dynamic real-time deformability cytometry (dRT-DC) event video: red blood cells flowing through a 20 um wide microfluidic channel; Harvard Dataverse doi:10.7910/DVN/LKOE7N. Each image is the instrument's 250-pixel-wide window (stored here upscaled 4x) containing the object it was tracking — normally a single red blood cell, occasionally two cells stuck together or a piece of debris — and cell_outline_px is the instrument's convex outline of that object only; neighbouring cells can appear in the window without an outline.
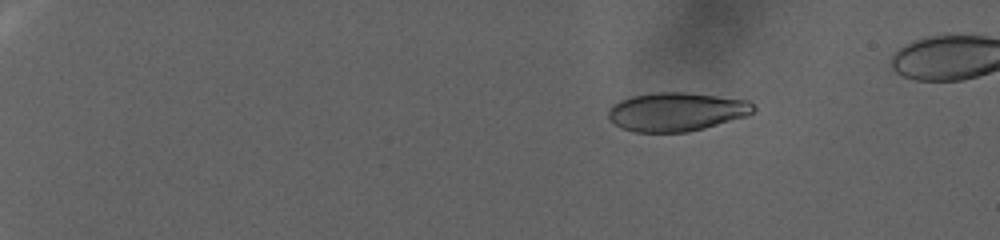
{"species": "human", "species_latin": "Homo sapiens", "temperature_condition": "warm", "stored_images_in_passage": 30, "camera_frame_rate_fps": 3000, "um_per_image_px": 0.085, "donor": {"sex": "female"}, "frame": {"image": 1, "passage_image": 4, "time_ms": 1.0, "image_size_px": [1000, 240], "cell_outline_px": [[728, 116], [720, 120], [696, 128], [672, 132], [652, 132], [620, 104], [628, 100], [644, 96], [704, 96], [728, 100]], "centroid_in_image_um": [57.51, 9.5], "position_along_channel_um": 27.5, "area_um2": 21.39}}
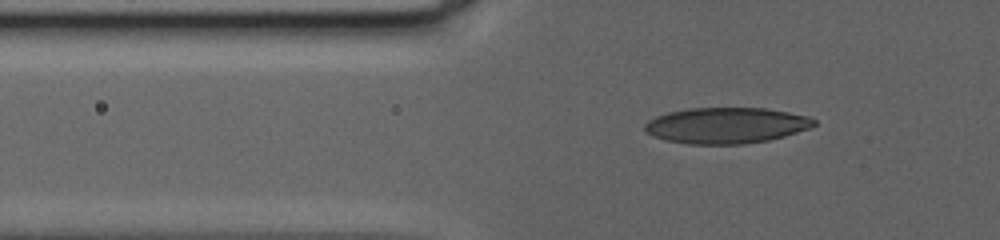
{"frame": {"image": 2, "passage_image": 27, "time_ms": 8.667, "image_size_px": [1000, 240], "cell_outline_px": [[804, 124], [800, 128], [776, 136], [756, 140], [724, 140], [656, 120], [664, 116], [680, 112], [712, 108], [748, 108], [776, 112], [796, 116]], "centroid_in_image_um": [62.47, 10.45], "position_along_channel_um": 63.3, "area_um2": 23.52}}